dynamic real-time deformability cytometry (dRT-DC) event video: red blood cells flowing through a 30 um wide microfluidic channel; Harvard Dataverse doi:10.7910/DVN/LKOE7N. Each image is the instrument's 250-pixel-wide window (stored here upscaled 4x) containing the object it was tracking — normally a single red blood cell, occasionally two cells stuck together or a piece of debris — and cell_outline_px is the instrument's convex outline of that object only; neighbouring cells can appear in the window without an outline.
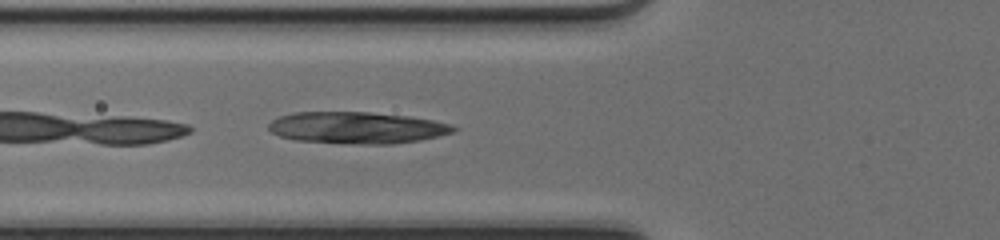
{"species": "common noctule bat (a hibernating species)", "species_latin": "Nyctalus noctula", "temperature_condition": "cold", "stored_images_in_passage": 21, "camera_frame_rate_fps": 3000, "um_per_image_px": 0.085, "animal": {"sex": "female", "body_mass_g": 17.0, "forearm_length_mm": 48.0}, "frame": {"image": 1, "passage_image": 4, "time_ms": 1.0, "image_size_px": [1000, 240], "cell_outline_px": [[460, 128], [456, 132], [420, 140], [392, 144], [360, 144], [296, 140], [280, 136], [272, 132], [268, 128], [268, 124], [272, 120], [280, 116], [292, 112], [368, 112], [408, 116], [432, 120], [452, 124]], "centroid_in_image_um": [30.38, 10.85], "position_along_channel_um": 95.4, "area_um2": 34.22}}
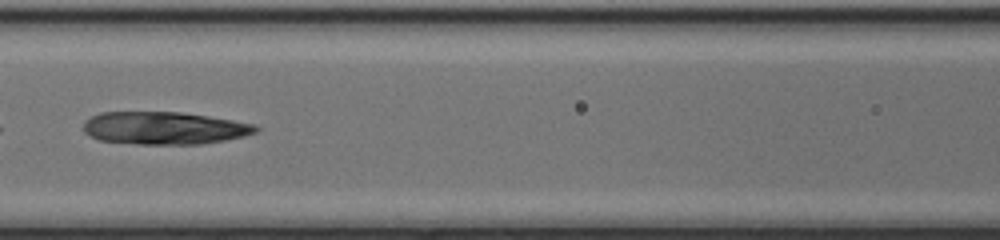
{"frame": {"image": 2, "passage_image": 8, "time_ms": 2.333, "image_size_px": [1000, 240], "cell_outline_px": [[260, 128], [256, 132], [244, 136], [224, 140], [200, 144], [136, 144], [100, 140], [84, 132], [84, 120], [100, 112], [180, 112], [208, 116], [256, 124]], "centroid_in_image_um": [13.97, 10.88], "position_along_channel_um": 152.6, "area_um2": 32.71}}
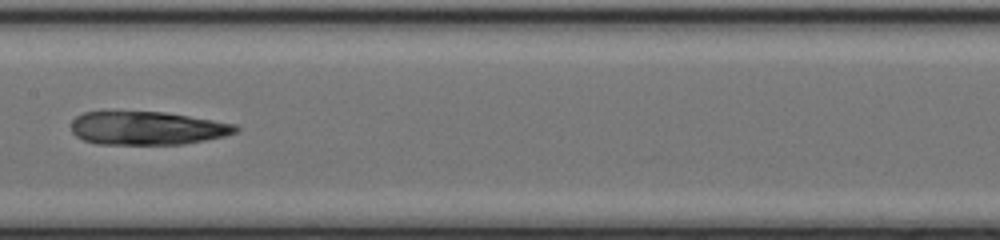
{"frame": {"image": 3, "passage_image": 11, "time_ms": 3.333, "image_size_px": [1000, 240], "cell_outline_px": [[240, 128], [236, 132], [224, 136], [184, 144], [96, 144], [84, 140], [76, 136], [72, 132], [72, 120], [76, 116], [84, 112], [164, 112], [236, 124]], "centroid_in_image_um": [12.5, 10.9], "position_along_channel_um": 194.9, "area_um2": 31.79}}